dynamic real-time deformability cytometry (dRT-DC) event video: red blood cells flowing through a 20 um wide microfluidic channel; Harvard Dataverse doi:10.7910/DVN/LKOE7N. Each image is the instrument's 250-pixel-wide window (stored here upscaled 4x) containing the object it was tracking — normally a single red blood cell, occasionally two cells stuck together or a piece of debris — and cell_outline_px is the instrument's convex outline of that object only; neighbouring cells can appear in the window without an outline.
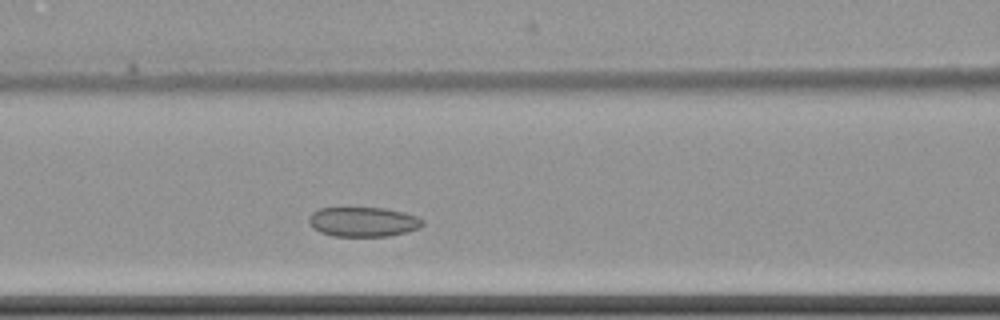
{"species": "common noctule bat (a hibernating species)", "species_latin": "Nyctalus noctula", "temperature_condition": "cold", "stored_images_in_passage": 3, "camera_frame_rate_fps": 3000, "um_per_image_px": 0.085, "animal": {"sex": "female", "body_mass_g": 22.7, "forearm_length_mm": 54.2}, "frame": {"image": 1, "passage_image": 3, "time_ms": 2.333, "image_size_px": [1000, 320], "cell_outline_px": [[424, 224], [420, 228], [408, 232], [388, 236], [332, 236], [320, 232], [308, 220], [308, 216], [312, 212], [320, 208], [384, 208], [416, 216], [424, 220]], "centroid_in_image_um": [30.89, 18.86], "position_along_channel_um": 135.7, "area_um2": 19.54}}